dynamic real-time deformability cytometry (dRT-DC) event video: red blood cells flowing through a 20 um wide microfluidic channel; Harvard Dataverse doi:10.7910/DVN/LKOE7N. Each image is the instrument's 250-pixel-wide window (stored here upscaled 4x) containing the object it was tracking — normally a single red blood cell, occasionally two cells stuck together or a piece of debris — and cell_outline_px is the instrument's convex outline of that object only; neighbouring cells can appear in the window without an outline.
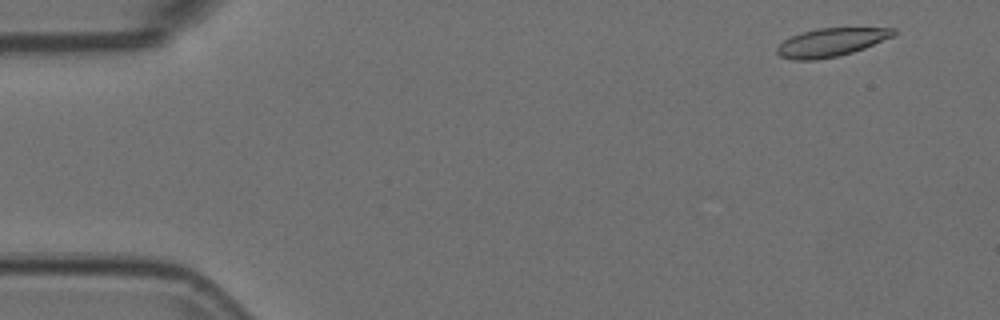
{"species": "Egyptian fruit bat (a non-hibernating species)", "species_latin": "Rousettus aegyptiacus", "temperature_condition": "room temperature", "stored_images_in_passage": 54, "camera_frame_rate_fps": 3000, "um_per_image_px": 0.085, "animal": {"sex": "female"}, "frame": {"image": 1, "passage_image": 3, "time_ms": 0.667, "image_size_px": [1000, 320], "cell_outline_px": [[896, 32], [892, 36], [864, 48], [852, 52], [836, 56], [816, 60], [792, 60], [780, 56], [776, 52], [776, 48], [784, 40], [792, 36], [816, 28], [896, 28]], "centroid_in_image_um": [70.6, 3.6], "position_along_channel_um": 14.4, "area_um2": 18.96}}
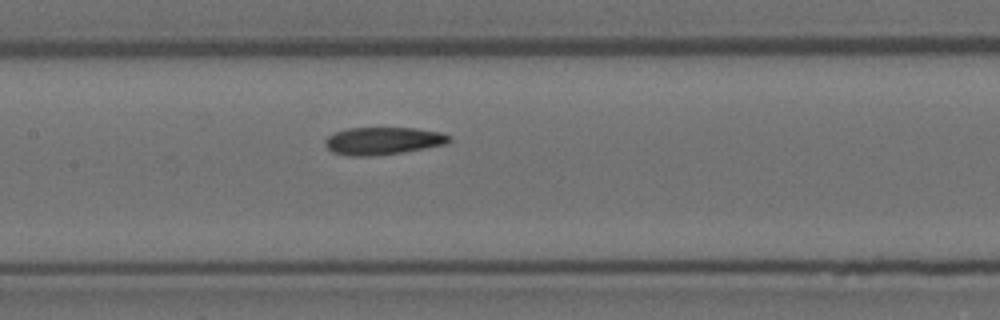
{"frame": {"image": 2, "passage_image": 25, "time_ms": 8.0, "image_size_px": [1000, 320], "cell_outline_px": [[452, 140], [448, 144], [404, 152], [368, 156], [348, 156], [332, 152], [324, 144], [324, 140], [328, 136], [336, 132], [348, 128], [416, 128], [440, 132], [452, 136]], "centroid_in_image_um": [32.58, 11.97], "position_along_channel_um": 174.8, "area_um2": 20.06}}
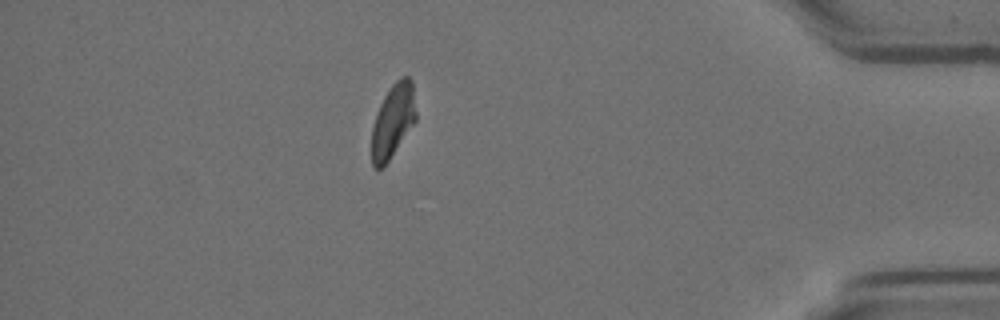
{"frame": {"image": 3, "passage_image": 47, "time_ms": 15.333, "image_size_px": [1000, 320], "cell_outline_px": [[416, 120], [384, 168], [376, 168], [372, 164], [372, 128], [376, 112], [384, 96], [392, 84], [400, 76], [408, 76], [412, 80], [416, 112]], "centroid_in_image_um": [33.4, 10.26], "position_along_channel_um": 401.8, "area_um2": 19.07}, "authors_computed_cell_mechanics": {"area_um2": 19.7965, "velocity_mm_per_s": 3.7022, "shape_relaxation_time_tau1_ms": null, "shape_relaxation_time_tau2_ms": 7.1146, "deformation_change_tau1": null, "deformation_change_tau2": 0.1269}}